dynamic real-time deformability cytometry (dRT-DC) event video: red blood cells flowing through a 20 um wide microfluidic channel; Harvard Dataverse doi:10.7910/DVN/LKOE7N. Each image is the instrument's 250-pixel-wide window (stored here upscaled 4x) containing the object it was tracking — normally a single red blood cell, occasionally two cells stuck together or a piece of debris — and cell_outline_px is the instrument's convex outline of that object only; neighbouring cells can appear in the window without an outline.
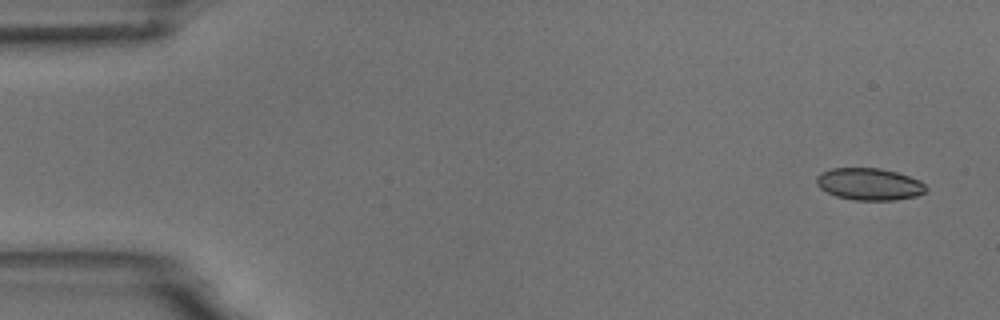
{"species": "common noctule bat (a hibernating species)", "species_latin": "Nyctalus noctula", "temperature_condition": "room temperature", "stored_images_in_passage": 5, "camera_frame_rate_fps": 3000, "um_per_image_px": 0.085, "animal": {"sex": "male", "body_mass_g": 18.8}, "frame": {"image": 1, "passage_image": 1, "time_ms": 0.0, "image_size_px": [1000, 320], "cell_outline_px": [[924, 192], [916, 196], [896, 200], [852, 200], [836, 196], [820, 188], [816, 184], [816, 176], [820, 172], [832, 168], [880, 168], [896, 172], [920, 180], [924, 184]], "centroid_in_image_um": [73.84, 15.65], "position_along_channel_um": 11.2, "area_um2": 20.4}}
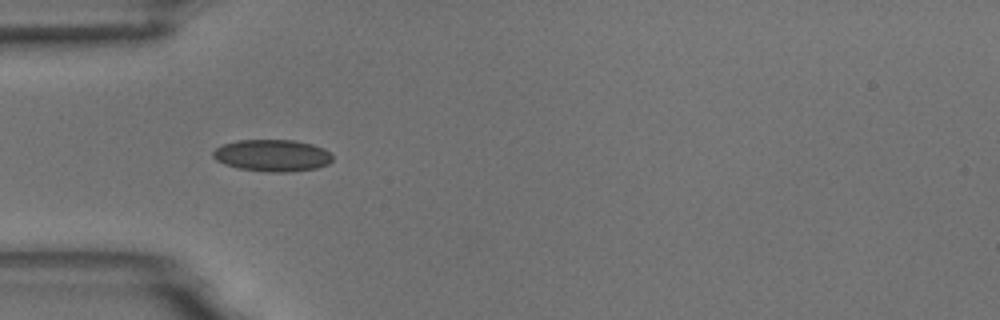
{"frame": {"image": 2, "passage_image": 4, "time_ms": 4.667, "image_size_px": [1000, 320], "cell_outline_px": [[332, 160], [328, 164], [316, 168], [288, 172], [264, 172], [236, 168], [224, 164], [216, 160], [212, 156], [212, 152], [216, 148], [224, 144], [236, 140], [292, 140], [312, 144], [324, 148], [332, 156]], "centroid_in_image_um": [23.12, 13.22], "position_along_channel_um": 61.9, "area_um2": 22.31}}